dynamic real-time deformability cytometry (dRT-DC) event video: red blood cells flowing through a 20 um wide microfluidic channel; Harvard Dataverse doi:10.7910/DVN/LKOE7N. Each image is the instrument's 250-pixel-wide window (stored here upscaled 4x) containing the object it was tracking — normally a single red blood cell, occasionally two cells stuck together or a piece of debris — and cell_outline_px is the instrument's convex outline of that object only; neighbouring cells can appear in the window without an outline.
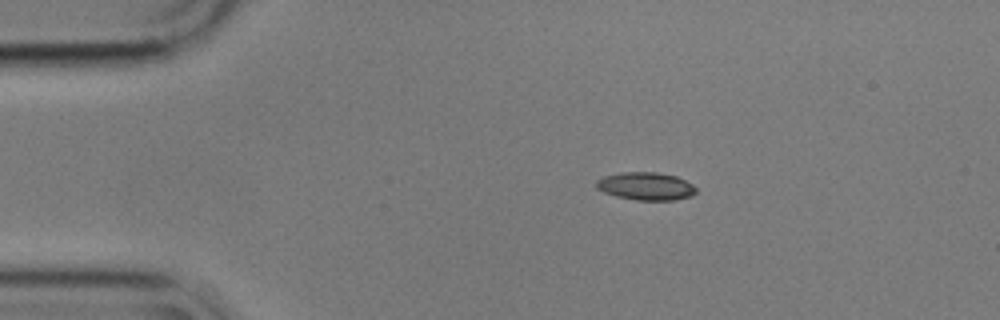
{"species": "common noctule bat (a hibernating species)", "species_latin": "Nyctalus noctula", "temperature_condition": "cold", "stored_images_in_passage": 47, "camera_frame_rate_fps": 3000, "um_per_image_px": 0.085, "animal": {"sex": "male", "body_mass_g": 17.9}, "frame": {"image": 1, "passage_image": 1, "time_ms": 0.0, "image_size_px": [1000, 320], "cell_outline_px": [[696, 192], [692, 196], [676, 200], [636, 200], [616, 196], [604, 192], [596, 188], [596, 180], [604, 176], [620, 172], [656, 172], [676, 176], [692, 184], [696, 188]], "centroid_in_image_um": [54.89, 15.82], "position_along_channel_um": 30.1, "area_um2": 16.24}}
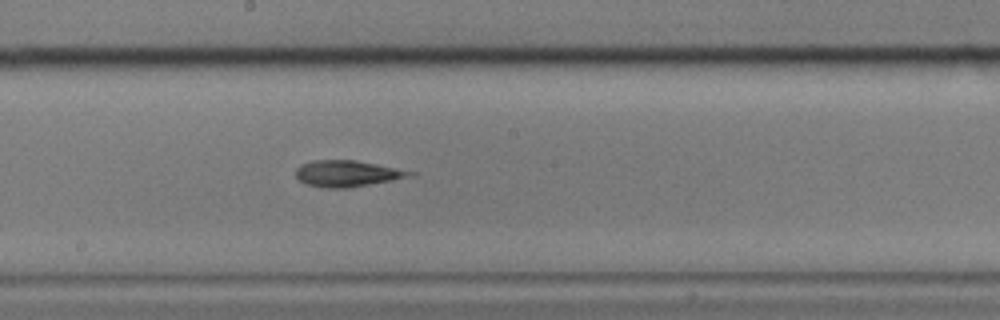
{"frame": {"image": 2, "passage_image": 21, "time_ms": 6.667, "image_size_px": [1000, 320], "cell_outline_px": [[416, 176], [348, 188], [320, 188], [304, 184], [296, 176], [296, 168], [300, 164], [312, 160], [356, 160], [416, 172]], "centroid_in_image_um": [29.5, 14.76], "position_along_channel_um": 218.7, "area_um2": 17.69}}
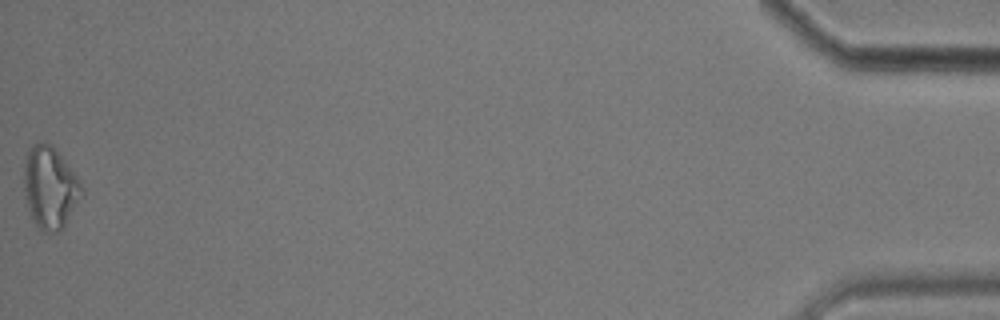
{"frame": {"image": 3, "passage_image": 47, "time_ms": 15.333, "image_size_px": [1000, 320], "cell_outline_px": [[84, 196], [64, 228], [60, 232], [48, 236], [36, 224], [32, 216], [24, 196], [24, 160], [32, 144], [44, 140], [52, 144], [76, 176], [84, 188]], "centroid_in_image_um": [4.28, 15.98], "position_along_channel_um": 430.9, "area_um2": 28.21}, "authors_computed_cell_mechanics": {"area_um2": 17.4556, "velocity_mm_per_s": 3.5777, "shape_relaxation_time_tau1_ms": null, "shape_relaxation_time_tau2_ms": 3.4143, "deformation_change_tau1": null, "deformation_change_tau2": 0.1318}}